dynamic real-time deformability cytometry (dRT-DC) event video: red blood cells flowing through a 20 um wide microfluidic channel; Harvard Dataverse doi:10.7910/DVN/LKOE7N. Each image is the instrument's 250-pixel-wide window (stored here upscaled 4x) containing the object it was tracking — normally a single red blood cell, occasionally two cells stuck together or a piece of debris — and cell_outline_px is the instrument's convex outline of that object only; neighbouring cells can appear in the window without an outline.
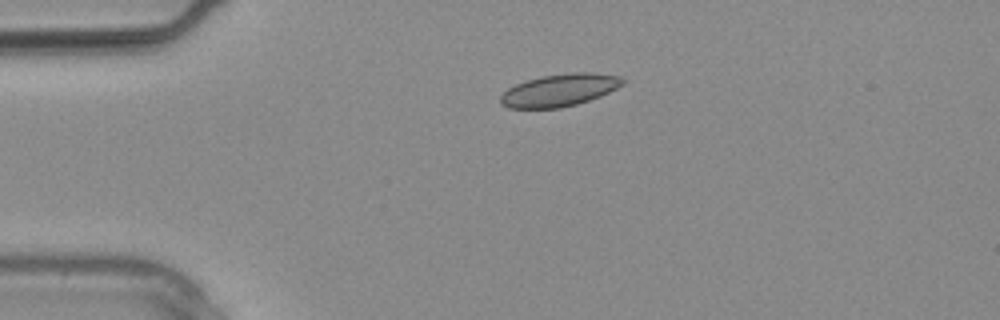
{"species": "common noctule bat (a hibernating species)", "species_latin": "Nyctalus noctula", "temperature_condition": "warm", "stored_images_in_passage": 2, "camera_frame_rate_fps": 3000, "um_per_image_px": 0.085, "animal": {"sex": "male", "body_mass_g": 20.4}, "frame": {"image": 1, "passage_image": 2, "time_ms": 0.333, "image_size_px": [1000, 320], "cell_outline_px": [[624, 84], [600, 96], [576, 104], [560, 108], [508, 108], [500, 104], [500, 96], [508, 88], [516, 84], [540, 76], [572, 72], [588, 72], [620, 76], [624, 80]], "centroid_in_image_um": [47.54, 7.66], "position_along_channel_um": 37.5, "area_um2": 22.95}}